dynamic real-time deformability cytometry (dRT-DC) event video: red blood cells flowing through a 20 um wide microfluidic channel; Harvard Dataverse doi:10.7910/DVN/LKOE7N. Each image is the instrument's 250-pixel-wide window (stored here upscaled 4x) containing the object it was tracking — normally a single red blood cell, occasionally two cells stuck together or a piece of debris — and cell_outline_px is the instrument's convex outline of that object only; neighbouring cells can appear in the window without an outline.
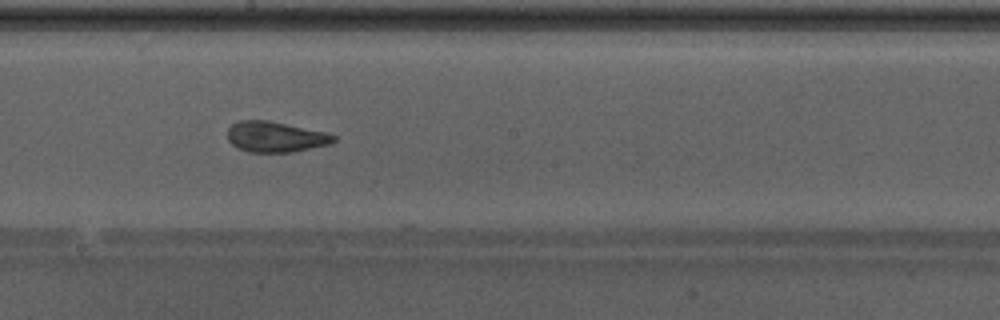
{"species": "Egyptian fruit bat (a non-hibernating species)", "species_latin": "Rousettus aegyptiacus", "temperature_condition": "warm", "stored_images_in_passage": 36, "camera_frame_rate_fps": 3000, "um_per_image_px": 0.085, "animal": {"sex": "male"}, "frame": {"image": 1, "passage_image": 21, "time_ms": 6.667, "image_size_px": [1000, 320], "cell_outline_px": [[336, 140], [328, 144], [292, 152], [248, 152], [236, 148], [228, 140], [228, 128], [232, 124], [240, 120], [268, 120], [328, 132], [336, 136]], "centroid_in_image_um": [23.4, 11.62], "position_along_channel_um": 224.8, "area_um2": 19.02}, "authors_computed_cell_mechanics": {"area_um2": 19.652, "velocity_mm_per_s": 4.3097, "shape_relaxation_time_tau1_ms": 8.8935, "shape_relaxation_time_tau2_ms": 1.0106, "deformation_change_tau1": 0.2109, "deformation_change_tau2": 0.0741}}